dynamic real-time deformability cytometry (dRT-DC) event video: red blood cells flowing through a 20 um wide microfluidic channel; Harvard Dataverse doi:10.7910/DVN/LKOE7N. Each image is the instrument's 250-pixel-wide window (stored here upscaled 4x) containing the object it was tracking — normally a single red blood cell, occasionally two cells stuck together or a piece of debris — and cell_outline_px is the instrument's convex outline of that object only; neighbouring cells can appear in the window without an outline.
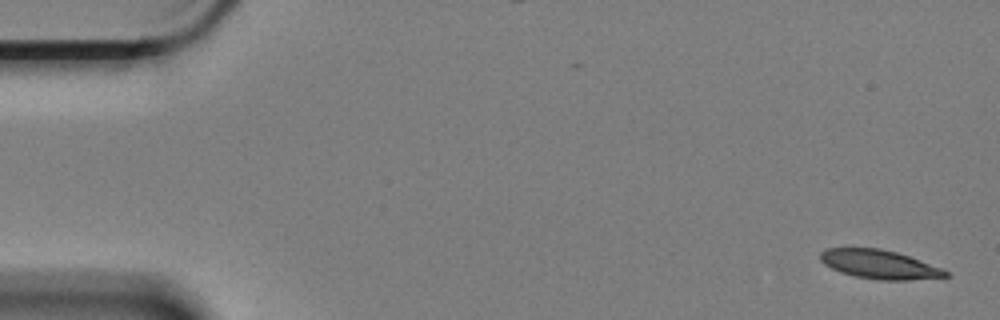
{"species": "Egyptian fruit bat (a non-hibernating species)", "species_latin": "Rousettus aegyptiacus", "temperature_condition": "cold", "stored_images_in_passage": 59, "camera_frame_rate_fps": 3000, "um_per_image_px": 0.085, "animal": {"sex": "female"}, "frame": {"image": 1, "passage_image": 1, "time_ms": 0.0, "image_size_px": [1000, 320], "cell_outline_px": [[952, 276], [908, 280], [880, 280], [856, 276], [840, 272], [824, 264], [820, 260], [820, 252], [828, 248], [880, 248], [896, 252], [908, 256], [940, 268], [948, 272]], "centroid_in_image_um": [74.72, 22.47], "position_along_channel_um": 10.3, "area_um2": 20.81}}
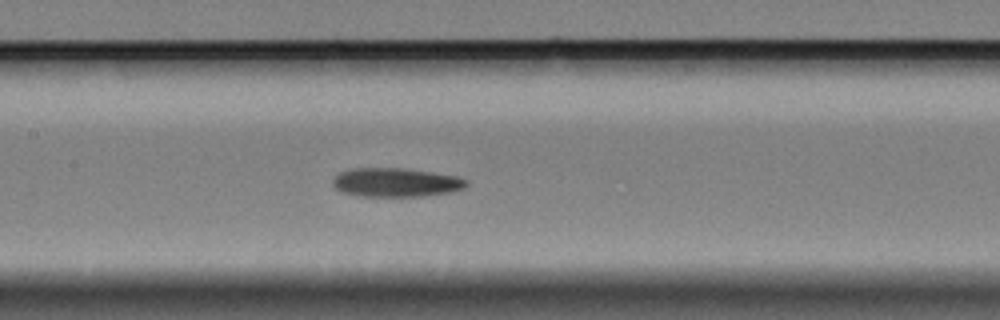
{"frame": {"image": 2, "passage_image": 27, "time_ms": 8.667, "image_size_px": [1000, 320], "cell_outline_px": [[468, 184], [464, 188], [452, 192], [424, 196], [360, 196], [344, 192], [336, 188], [332, 184], [332, 180], [340, 172], [352, 168], [404, 168], [432, 172], [456, 176], [468, 180]], "centroid_in_image_um": [33.68, 15.5], "position_along_channel_um": 173.7, "area_um2": 22.48}}
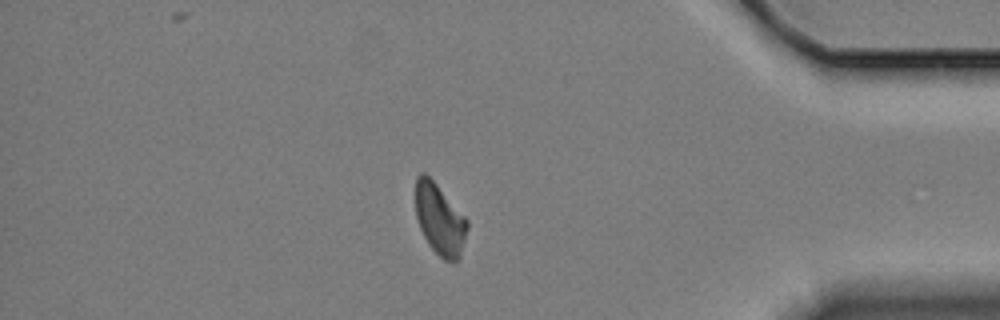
{"frame": {"image": 3, "passage_image": 50, "time_ms": 16.333, "image_size_px": [1000, 320], "cell_outline_px": [[468, 228], [460, 256], [456, 260], [444, 260], [428, 244], [420, 228], [416, 216], [416, 176], [420, 172], [424, 172], [436, 184], [468, 220]], "centroid_in_image_um": [37.37, 18.64], "position_along_channel_um": 397.8, "area_um2": 21.04}}